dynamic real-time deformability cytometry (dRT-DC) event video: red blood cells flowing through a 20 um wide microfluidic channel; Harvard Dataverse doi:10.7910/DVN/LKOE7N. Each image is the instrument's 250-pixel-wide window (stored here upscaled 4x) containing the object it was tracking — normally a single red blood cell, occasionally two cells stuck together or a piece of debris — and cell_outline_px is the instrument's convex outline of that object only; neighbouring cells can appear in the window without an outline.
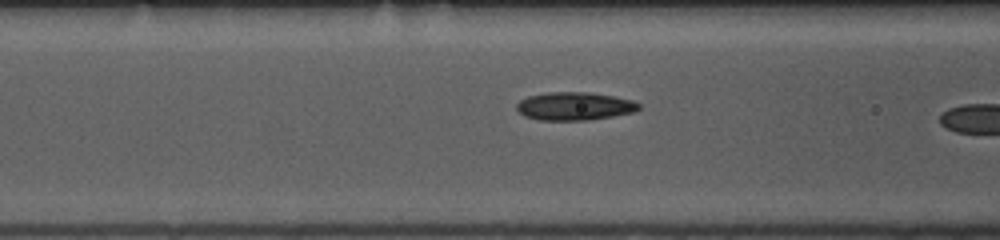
{"species": "common noctule bat (a hibernating species)", "species_latin": "Nyctalus noctula", "temperature_condition": "room temperature", "stored_images_in_passage": 14, "camera_frame_rate_fps": 3000, "um_per_image_px": 0.085, "animal": {"sex": "female", "body_mass_g": 10.0, "forearm_length_mm": 53.1}, "frame": {"image": 1, "passage_image": 12, "time_ms": 3.667, "image_size_px": [1000, 240], "cell_outline_px": [[640, 108], [636, 112], [588, 120], [540, 120], [524, 116], [516, 108], [516, 104], [520, 100], [528, 96], [548, 92], [588, 92], [612, 96], [632, 100], [640, 104]], "centroid_in_image_um": [48.83, 9.02], "position_along_channel_um": 117.8, "area_um2": 20.0}}